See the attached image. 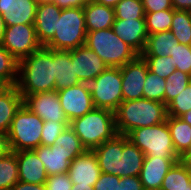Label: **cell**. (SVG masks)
Returning <instances> with one entry per match:
<instances>
[{
	"label": "cell",
	"mask_w": 191,
	"mask_h": 190,
	"mask_svg": "<svg viewBox=\"0 0 191 190\" xmlns=\"http://www.w3.org/2000/svg\"><path fill=\"white\" fill-rule=\"evenodd\" d=\"M53 49L41 46L19 61L17 89L24 98L39 92L55 90Z\"/></svg>",
	"instance_id": "1"
},
{
	"label": "cell",
	"mask_w": 191,
	"mask_h": 190,
	"mask_svg": "<svg viewBox=\"0 0 191 190\" xmlns=\"http://www.w3.org/2000/svg\"><path fill=\"white\" fill-rule=\"evenodd\" d=\"M114 113L117 134L122 135H128L137 128L160 124L167 119L164 103L145 98L123 101Z\"/></svg>",
	"instance_id": "2"
},
{
	"label": "cell",
	"mask_w": 191,
	"mask_h": 190,
	"mask_svg": "<svg viewBox=\"0 0 191 190\" xmlns=\"http://www.w3.org/2000/svg\"><path fill=\"white\" fill-rule=\"evenodd\" d=\"M70 127L86 150H93L117 134L115 113L108 109L94 108L70 121Z\"/></svg>",
	"instance_id": "3"
},
{
	"label": "cell",
	"mask_w": 191,
	"mask_h": 190,
	"mask_svg": "<svg viewBox=\"0 0 191 190\" xmlns=\"http://www.w3.org/2000/svg\"><path fill=\"white\" fill-rule=\"evenodd\" d=\"M85 45L93 50L108 67L120 68L139 56L114 33L112 27L87 32Z\"/></svg>",
	"instance_id": "4"
},
{
	"label": "cell",
	"mask_w": 191,
	"mask_h": 190,
	"mask_svg": "<svg viewBox=\"0 0 191 190\" xmlns=\"http://www.w3.org/2000/svg\"><path fill=\"white\" fill-rule=\"evenodd\" d=\"M86 23L83 7L61 10L53 38L45 47L53 50L68 51L85 45Z\"/></svg>",
	"instance_id": "5"
},
{
	"label": "cell",
	"mask_w": 191,
	"mask_h": 190,
	"mask_svg": "<svg viewBox=\"0 0 191 190\" xmlns=\"http://www.w3.org/2000/svg\"><path fill=\"white\" fill-rule=\"evenodd\" d=\"M43 124L38 115L22 104L7 133L11 151L35 150L40 146Z\"/></svg>",
	"instance_id": "6"
},
{
	"label": "cell",
	"mask_w": 191,
	"mask_h": 190,
	"mask_svg": "<svg viewBox=\"0 0 191 190\" xmlns=\"http://www.w3.org/2000/svg\"><path fill=\"white\" fill-rule=\"evenodd\" d=\"M127 136L145 156L180 157L174 149L166 121L150 127L137 128L132 130Z\"/></svg>",
	"instance_id": "7"
},
{
	"label": "cell",
	"mask_w": 191,
	"mask_h": 190,
	"mask_svg": "<svg viewBox=\"0 0 191 190\" xmlns=\"http://www.w3.org/2000/svg\"><path fill=\"white\" fill-rule=\"evenodd\" d=\"M87 85L95 108L115 112L123 102L122 76L119 67H108Z\"/></svg>",
	"instance_id": "8"
},
{
	"label": "cell",
	"mask_w": 191,
	"mask_h": 190,
	"mask_svg": "<svg viewBox=\"0 0 191 190\" xmlns=\"http://www.w3.org/2000/svg\"><path fill=\"white\" fill-rule=\"evenodd\" d=\"M1 45L18 61L42 46L37 40L34 24L6 27Z\"/></svg>",
	"instance_id": "9"
},
{
	"label": "cell",
	"mask_w": 191,
	"mask_h": 190,
	"mask_svg": "<svg viewBox=\"0 0 191 190\" xmlns=\"http://www.w3.org/2000/svg\"><path fill=\"white\" fill-rule=\"evenodd\" d=\"M23 104L43 121L70 123L59 100L57 91L39 92L26 95Z\"/></svg>",
	"instance_id": "10"
},
{
	"label": "cell",
	"mask_w": 191,
	"mask_h": 190,
	"mask_svg": "<svg viewBox=\"0 0 191 190\" xmlns=\"http://www.w3.org/2000/svg\"><path fill=\"white\" fill-rule=\"evenodd\" d=\"M57 92L61 107L69 122L84 116L95 108L87 83H80Z\"/></svg>",
	"instance_id": "11"
},
{
	"label": "cell",
	"mask_w": 191,
	"mask_h": 190,
	"mask_svg": "<svg viewBox=\"0 0 191 190\" xmlns=\"http://www.w3.org/2000/svg\"><path fill=\"white\" fill-rule=\"evenodd\" d=\"M122 76L123 101L143 98V88L148 72L147 62L139 55L136 59L120 67Z\"/></svg>",
	"instance_id": "12"
},
{
	"label": "cell",
	"mask_w": 191,
	"mask_h": 190,
	"mask_svg": "<svg viewBox=\"0 0 191 190\" xmlns=\"http://www.w3.org/2000/svg\"><path fill=\"white\" fill-rule=\"evenodd\" d=\"M71 60L75 74L81 83L93 81L108 66L102 59L86 45L71 50Z\"/></svg>",
	"instance_id": "13"
},
{
	"label": "cell",
	"mask_w": 191,
	"mask_h": 190,
	"mask_svg": "<svg viewBox=\"0 0 191 190\" xmlns=\"http://www.w3.org/2000/svg\"><path fill=\"white\" fill-rule=\"evenodd\" d=\"M101 170L93 150H85L71 161L68 175L73 184L94 186L98 181Z\"/></svg>",
	"instance_id": "14"
},
{
	"label": "cell",
	"mask_w": 191,
	"mask_h": 190,
	"mask_svg": "<svg viewBox=\"0 0 191 190\" xmlns=\"http://www.w3.org/2000/svg\"><path fill=\"white\" fill-rule=\"evenodd\" d=\"M43 162L48 176L68 173L71 161L84 151H67L59 144L40 145L35 150Z\"/></svg>",
	"instance_id": "15"
},
{
	"label": "cell",
	"mask_w": 191,
	"mask_h": 190,
	"mask_svg": "<svg viewBox=\"0 0 191 190\" xmlns=\"http://www.w3.org/2000/svg\"><path fill=\"white\" fill-rule=\"evenodd\" d=\"M112 29L123 42L139 55L143 53L149 36L145 19H115Z\"/></svg>",
	"instance_id": "16"
},
{
	"label": "cell",
	"mask_w": 191,
	"mask_h": 190,
	"mask_svg": "<svg viewBox=\"0 0 191 190\" xmlns=\"http://www.w3.org/2000/svg\"><path fill=\"white\" fill-rule=\"evenodd\" d=\"M180 157L145 156L139 178L145 190H160L169 169Z\"/></svg>",
	"instance_id": "17"
},
{
	"label": "cell",
	"mask_w": 191,
	"mask_h": 190,
	"mask_svg": "<svg viewBox=\"0 0 191 190\" xmlns=\"http://www.w3.org/2000/svg\"><path fill=\"white\" fill-rule=\"evenodd\" d=\"M36 0H0V14L6 27L18 24H34Z\"/></svg>",
	"instance_id": "18"
},
{
	"label": "cell",
	"mask_w": 191,
	"mask_h": 190,
	"mask_svg": "<svg viewBox=\"0 0 191 190\" xmlns=\"http://www.w3.org/2000/svg\"><path fill=\"white\" fill-rule=\"evenodd\" d=\"M61 10L52 1L37 5L34 27L37 40L42 46H45L53 38Z\"/></svg>",
	"instance_id": "19"
},
{
	"label": "cell",
	"mask_w": 191,
	"mask_h": 190,
	"mask_svg": "<svg viewBox=\"0 0 191 190\" xmlns=\"http://www.w3.org/2000/svg\"><path fill=\"white\" fill-rule=\"evenodd\" d=\"M19 169V181L25 183L45 184L48 174L43 162L34 150L16 152Z\"/></svg>",
	"instance_id": "20"
},
{
	"label": "cell",
	"mask_w": 191,
	"mask_h": 190,
	"mask_svg": "<svg viewBox=\"0 0 191 190\" xmlns=\"http://www.w3.org/2000/svg\"><path fill=\"white\" fill-rule=\"evenodd\" d=\"M93 151L97 156L101 172L119 177L120 154L123 151V135L116 134L112 139L94 148Z\"/></svg>",
	"instance_id": "21"
},
{
	"label": "cell",
	"mask_w": 191,
	"mask_h": 190,
	"mask_svg": "<svg viewBox=\"0 0 191 190\" xmlns=\"http://www.w3.org/2000/svg\"><path fill=\"white\" fill-rule=\"evenodd\" d=\"M55 91L80 84L71 60V50H53Z\"/></svg>",
	"instance_id": "22"
},
{
	"label": "cell",
	"mask_w": 191,
	"mask_h": 190,
	"mask_svg": "<svg viewBox=\"0 0 191 190\" xmlns=\"http://www.w3.org/2000/svg\"><path fill=\"white\" fill-rule=\"evenodd\" d=\"M86 31H97L111 28L115 21L113 7L89 1L84 7Z\"/></svg>",
	"instance_id": "23"
},
{
	"label": "cell",
	"mask_w": 191,
	"mask_h": 190,
	"mask_svg": "<svg viewBox=\"0 0 191 190\" xmlns=\"http://www.w3.org/2000/svg\"><path fill=\"white\" fill-rule=\"evenodd\" d=\"M23 104V97L16 85H9L0 93V131L8 133L17 110Z\"/></svg>",
	"instance_id": "24"
},
{
	"label": "cell",
	"mask_w": 191,
	"mask_h": 190,
	"mask_svg": "<svg viewBox=\"0 0 191 190\" xmlns=\"http://www.w3.org/2000/svg\"><path fill=\"white\" fill-rule=\"evenodd\" d=\"M145 154L123 135V151L120 154L119 177L139 176Z\"/></svg>",
	"instance_id": "25"
},
{
	"label": "cell",
	"mask_w": 191,
	"mask_h": 190,
	"mask_svg": "<svg viewBox=\"0 0 191 190\" xmlns=\"http://www.w3.org/2000/svg\"><path fill=\"white\" fill-rule=\"evenodd\" d=\"M180 43L171 31L153 33L148 36L142 57L172 56V52Z\"/></svg>",
	"instance_id": "26"
},
{
	"label": "cell",
	"mask_w": 191,
	"mask_h": 190,
	"mask_svg": "<svg viewBox=\"0 0 191 190\" xmlns=\"http://www.w3.org/2000/svg\"><path fill=\"white\" fill-rule=\"evenodd\" d=\"M166 122L170 130L174 149L181 156L191 143V126L180 117L167 116Z\"/></svg>",
	"instance_id": "27"
},
{
	"label": "cell",
	"mask_w": 191,
	"mask_h": 190,
	"mask_svg": "<svg viewBox=\"0 0 191 190\" xmlns=\"http://www.w3.org/2000/svg\"><path fill=\"white\" fill-rule=\"evenodd\" d=\"M160 190H191L190 171L178 160L164 177Z\"/></svg>",
	"instance_id": "28"
},
{
	"label": "cell",
	"mask_w": 191,
	"mask_h": 190,
	"mask_svg": "<svg viewBox=\"0 0 191 190\" xmlns=\"http://www.w3.org/2000/svg\"><path fill=\"white\" fill-rule=\"evenodd\" d=\"M16 152L10 151L0 157V190H11L19 182Z\"/></svg>",
	"instance_id": "29"
},
{
	"label": "cell",
	"mask_w": 191,
	"mask_h": 190,
	"mask_svg": "<svg viewBox=\"0 0 191 190\" xmlns=\"http://www.w3.org/2000/svg\"><path fill=\"white\" fill-rule=\"evenodd\" d=\"M170 31L180 44L191 46V13L188 10H174Z\"/></svg>",
	"instance_id": "30"
},
{
	"label": "cell",
	"mask_w": 191,
	"mask_h": 190,
	"mask_svg": "<svg viewBox=\"0 0 191 190\" xmlns=\"http://www.w3.org/2000/svg\"><path fill=\"white\" fill-rule=\"evenodd\" d=\"M173 20V9L145 12V22L148 35L170 31Z\"/></svg>",
	"instance_id": "31"
},
{
	"label": "cell",
	"mask_w": 191,
	"mask_h": 190,
	"mask_svg": "<svg viewBox=\"0 0 191 190\" xmlns=\"http://www.w3.org/2000/svg\"><path fill=\"white\" fill-rule=\"evenodd\" d=\"M166 79L160 78L148 69L143 88V98L165 104Z\"/></svg>",
	"instance_id": "32"
},
{
	"label": "cell",
	"mask_w": 191,
	"mask_h": 190,
	"mask_svg": "<svg viewBox=\"0 0 191 190\" xmlns=\"http://www.w3.org/2000/svg\"><path fill=\"white\" fill-rule=\"evenodd\" d=\"M19 61L0 44V77L8 85H16Z\"/></svg>",
	"instance_id": "33"
},
{
	"label": "cell",
	"mask_w": 191,
	"mask_h": 190,
	"mask_svg": "<svg viewBox=\"0 0 191 190\" xmlns=\"http://www.w3.org/2000/svg\"><path fill=\"white\" fill-rule=\"evenodd\" d=\"M191 83V75L175 70L167 79L165 87V105L172 101Z\"/></svg>",
	"instance_id": "34"
},
{
	"label": "cell",
	"mask_w": 191,
	"mask_h": 190,
	"mask_svg": "<svg viewBox=\"0 0 191 190\" xmlns=\"http://www.w3.org/2000/svg\"><path fill=\"white\" fill-rule=\"evenodd\" d=\"M115 19H145L141 0H121L114 7Z\"/></svg>",
	"instance_id": "35"
},
{
	"label": "cell",
	"mask_w": 191,
	"mask_h": 190,
	"mask_svg": "<svg viewBox=\"0 0 191 190\" xmlns=\"http://www.w3.org/2000/svg\"><path fill=\"white\" fill-rule=\"evenodd\" d=\"M167 116L181 117L191 110V83L167 105Z\"/></svg>",
	"instance_id": "36"
},
{
	"label": "cell",
	"mask_w": 191,
	"mask_h": 190,
	"mask_svg": "<svg viewBox=\"0 0 191 190\" xmlns=\"http://www.w3.org/2000/svg\"><path fill=\"white\" fill-rule=\"evenodd\" d=\"M143 59L147 62L149 70L160 78L167 79L176 70L171 56L143 57Z\"/></svg>",
	"instance_id": "37"
},
{
	"label": "cell",
	"mask_w": 191,
	"mask_h": 190,
	"mask_svg": "<svg viewBox=\"0 0 191 190\" xmlns=\"http://www.w3.org/2000/svg\"><path fill=\"white\" fill-rule=\"evenodd\" d=\"M171 58L177 70L191 75V46L179 44L172 52Z\"/></svg>",
	"instance_id": "38"
},
{
	"label": "cell",
	"mask_w": 191,
	"mask_h": 190,
	"mask_svg": "<svg viewBox=\"0 0 191 190\" xmlns=\"http://www.w3.org/2000/svg\"><path fill=\"white\" fill-rule=\"evenodd\" d=\"M70 123H58L53 121H44L42 127L41 143L40 145L51 146L55 144L56 138Z\"/></svg>",
	"instance_id": "39"
},
{
	"label": "cell",
	"mask_w": 191,
	"mask_h": 190,
	"mask_svg": "<svg viewBox=\"0 0 191 190\" xmlns=\"http://www.w3.org/2000/svg\"><path fill=\"white\" fill-rule=\"evenodd\" d=\"M55 144H59L67 151H85L79 137L70 126H67L56 138Z\"/></svg>",
	"instance_id": "40"
},
{
	"label": "cell",
	"mask_w": 191,
	"mask_h": 190,
	"mask_svg": "<svg viewBox=\"0 0 191 190\" xmlns=\"http://www.w3.org/2000/svg\"><path fill=\"white\" fill-rule=\"evenodd\" d=\"M45 185L47 190H71L73 183L68 173H62L48 176Z\"/></svg>",
	"instance_id": "41"
},
{
	"label": "cell",
	"mask_w": 191,
	"mask_h": 190,
	"mask_svg": "<svg viewBox=\"0 0 191 190\" xmlns=\"http://www.w3.org/2000/svg\"><path fill=\"white\" fill-rule=\"evenodd\" d=\"M119 177L113 174L101 173L94 185V190H118Z\"/></svg>",
	"instance_id": "42"
},
{
	"label": "cell",
	"mask_w": 191,
	"mask_h": 190,
	"mask_svg": "<svg viewBox=\"0 0 191 190\" xmlns=\"http://www.w3.org/2000/svg\"><path fill=\"white\" fill-rule=\"evenodd\" d=\"M145 12L173 9L171 0H141Z\"/></svg>",
	"instance_id": "43"
},
{
	"label": "cell",
	"mask_w": 191,
	"mask_h": 190,
	"mask_svg": "<svg viewBox=\"0 0 191 190\" xmlns=\"http://www.w3.org/2000/svg\"><path fill=\"white\" fill-rule=\"evenodd\" d=\"M118 190H145L139 176L119 177Z\"/></svg>",
	"instance_id": "44"
},
{
	"label": "cell",
	"mask_w": 191,
	"mask_h": 190,
	"mask_svg": "<svg viewBox=\"0 0 191 190\" xmlns=\"http://www.w3.org/2000/svg\"><path fill=\"white\" fill-rule=\"evenodd\" d=\"M91 0H52L61 9L84 7Z\"/></svg>",
	"instance_id": "45"
},
{
	"label": "cell",
	"mask_w": 191,
	"mask_h": 190,
	"mask_svg": "<svg viewBox=\"0 0 191 190\" xmlns=\"http://www.w3.org/2000/svg\"><path fill=\"white\" fill-rule=\"evenodd\" d=\"M11 190H47L45 184L25 183L22 181L17 182Z\"/></svg>",
	"instance_id": "46"
},
{
	"label": "cell",
	"mask_w": 191,
	"mask_h": 190,
	"mask_svg": "<svg viewBox=\"0 0 191 190\" xmlns=\"http://www.w3.org/2000/svg\"><path fill=\"white\" fill-rule=\"evenodd\" d=\"M11 151L8 134L0 131V157Z\"/></svg>",
	"instance_id": "47"
},
{
	"label": "cell",
	"mask_w": 191,
	"mask_h": 190,
	"mask_svg": "<svg viewBox=\"0 0 191 190\" xmlns=\"http://www.w3.org/2000/svg\"><path fill=\"white\" fill-rule=\"evenodd\" d=\"M174 10H191V0H171Z\"/></svg>",
	"instance_id": "48"
},
{
	"label": "cell",
	"mask_w": 191,
	"mask_h": 190,
	"mask_svg": "<svg viewBox=\"0 0 191 190\" xmlns=\"http://www.w3.org/2000/svg\"><path fill=\"white\" fill-rule=\"evenodd\" d=\"M179 161L188 169L191 170V150H186L179 158Z\"/></svg>",
	"instance_id": "49"
},
{
	"label": "cell",
	"mask_w": 191,
	"mask_h": 190,
	"mask_svg": "<svg viewBox=\"0 0 191 190\" xmlns=\"http://www.w3.org/2000/svg\"><path fill=\"white\" fill-rule=\"evenodd\" d=\"M93 2H97L99 4H103L105 6L115 7L116 4L121 0H92Z\"/></svg>",
	"instance_id": "50"
},
{
	"label": "cell",
	"mask_w": 191,
	"mask_h": 190,
	"mask_svg": "<svg viewBox=\"0 0 191 190\" xmlns=\"http://www.w3.org/2000/svg\"><path fill=\"white\" fill-rule=\"evenodd\" d=\"M71 190H94V186L73 184Z\"/></svg>",
	"instance_id": "51"
},
{
	"label": "cell",
	"mask_w": 191,
	"mask_h": 190,
	"mask_svg": "<svg viewBox=\"0 0 191 190\" xmlns=\"http://www.w3.org/2000/svg\"><path fill=\"white\" fill-rule=\"evenodd\" d=\"M5 29H6V25H5L4 19L2 18V15L0 14V44L2 43Z\"/></svg>",
	"instance_id": "52"
},
{
	"label": "cell",
	"mask_w": 191,
	"mask_h": 190,
	"mask_svg": "<svg viewBox=\"0 0 191 190\" xmlns=\"http://www.w3.org/2000/svg\"><path fill=\"white\" fill-rule=\"evenodd\" d=\"M180 118L191 126V110L187 111Z\"/></svg>",
	"instance_id": "53"
},
{
	"label": "cell",
	"mask_w": 191,
	"mask_h": 190,
	"mask_svg": "<svg viewBox=\"0 0 191 190\" xmlns=\"http://www.w3.org/2000/svg\"><path fill=\"white\" fill-rule=\"evenodd\" d=\"M9 85L0 77V93L6 89Z\"/></svg>",
	"instance_id": "54"
},
{
	"label": "cell",
	"mask_w": 191,
	"mask_h": 190,
	"mask_svg": "<svg viewBox=\"0 0 191 190\" xmlns=\"http://www.w3.org/2000/svg\"><path fill=\"white\" fill-rule=\"evenodd\" d=\"M37 2H38V4L39 3H44V2H50V1H52V0H36Z\"/></svg>",
	"instance_id": "55"
}]
</instances>
